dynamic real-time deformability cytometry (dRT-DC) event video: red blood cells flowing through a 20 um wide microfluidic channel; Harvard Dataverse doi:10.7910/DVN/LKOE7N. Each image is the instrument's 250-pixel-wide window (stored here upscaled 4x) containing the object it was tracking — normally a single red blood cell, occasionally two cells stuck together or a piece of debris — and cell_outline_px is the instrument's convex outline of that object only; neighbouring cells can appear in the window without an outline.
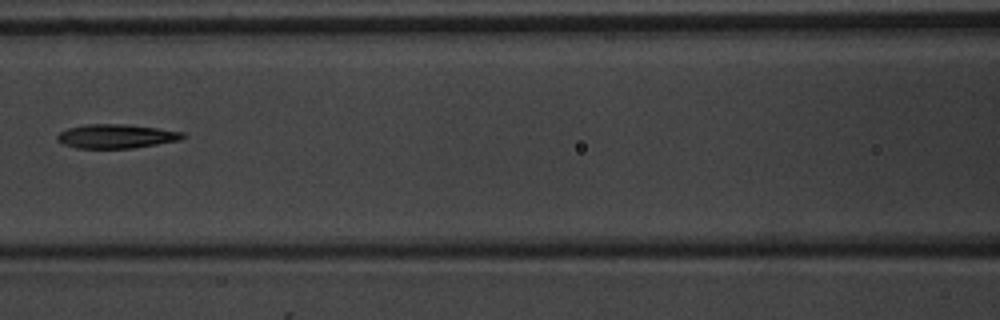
{"species": "common noctule bat (a hibernating species)", "species_latin": "Nyctalus noctula", "temperature_condition": "warm", "stored_images_in_passage": 7, "camera_frame_rate_fps": 3000, "um_per_image_px": 0.085, "animal": {"sex": "male", "body_mass_g": 20.1, "forearm_length_mm": 53.5}, "frame": {"image": 1, "passage_image": 7, "time_ms": 7.0, "image_size_px": [1000, 320], "cell_outline_px": [[188, 136], [180, 140], [132, 148], [76, 148], [64, 144], [56, 140], [56, 136], [60, 132], [68, 128], [84, 124], [124, 124], [156, 128], [184, 132]], "centroid_in_image_um": [9.87, 11.58], "position_along_channel_um": 156.7, "area_um2": 17.57}}